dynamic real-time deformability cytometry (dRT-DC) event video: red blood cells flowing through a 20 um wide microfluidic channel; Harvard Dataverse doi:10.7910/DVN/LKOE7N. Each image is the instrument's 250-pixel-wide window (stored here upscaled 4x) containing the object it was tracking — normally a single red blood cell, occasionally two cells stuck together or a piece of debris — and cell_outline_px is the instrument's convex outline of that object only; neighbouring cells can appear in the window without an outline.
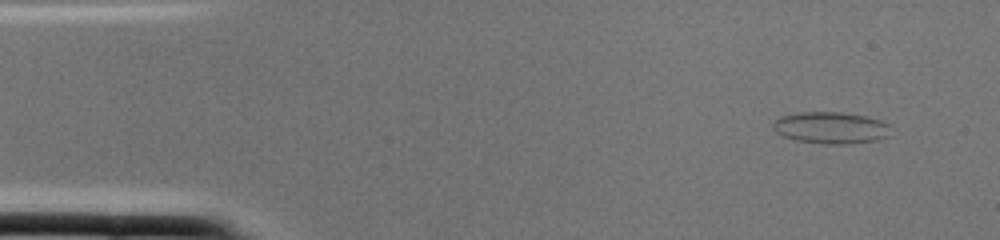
{"species": "common noctule bat (a hibernating species)", "species_latin": "Nyctalus noctula", "temperature_condition": "cold", "stored_images_in_passage": 2, "camera_frame_rate_fps": 3000, "um_per_image_px": 0.085, "animal": {"sex": "female", "body_mass_g": 22.0, "forearm_length_mm": 56.7}, "frame": {"image": 1, "passage_image": 1, "time_ms": 0.0, "image_size_px": [1000, 240], "cell_outline_px": [[888, 136], [876, 140], [852, 144], [824, 144], [796, 140], [784, 136], [776, 132], [772, 128], [772, 124], [780, 116], [800, 112], [844, 112], [864, 116], [880, 120], [888, 124]], "centroid_in_image_um": [70.59, 10.86], "position_along_channel_um": 14.4, "area_um2": 21.73}}
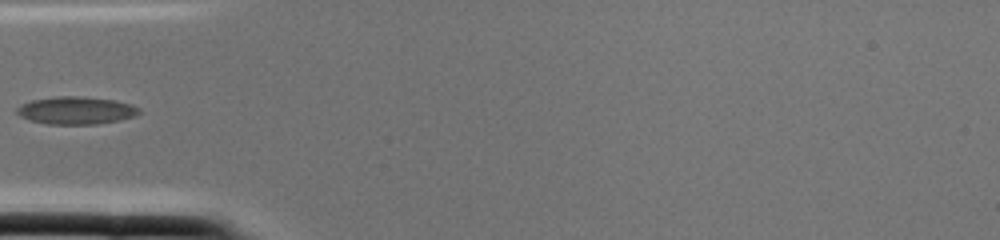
{"frame": {"image": 2, "passage_image": 2, "time_ms": 0.333, "image_size_px": [1000, 240], "cell_outline_px": [[140, 112], [136, 116], [120, 120], [96, 124], [48, 124], [28, 120], [20, 116], [16, 112], [16, 108], [20, 104], [32, 100], [60, 96], [80, 96], [116, 100], [132, 104], [140, 108]], "centroid_in_image_um": [6.48, 9.38], "position_along_channel_um": 78.5, "area_um2": 19.83}}